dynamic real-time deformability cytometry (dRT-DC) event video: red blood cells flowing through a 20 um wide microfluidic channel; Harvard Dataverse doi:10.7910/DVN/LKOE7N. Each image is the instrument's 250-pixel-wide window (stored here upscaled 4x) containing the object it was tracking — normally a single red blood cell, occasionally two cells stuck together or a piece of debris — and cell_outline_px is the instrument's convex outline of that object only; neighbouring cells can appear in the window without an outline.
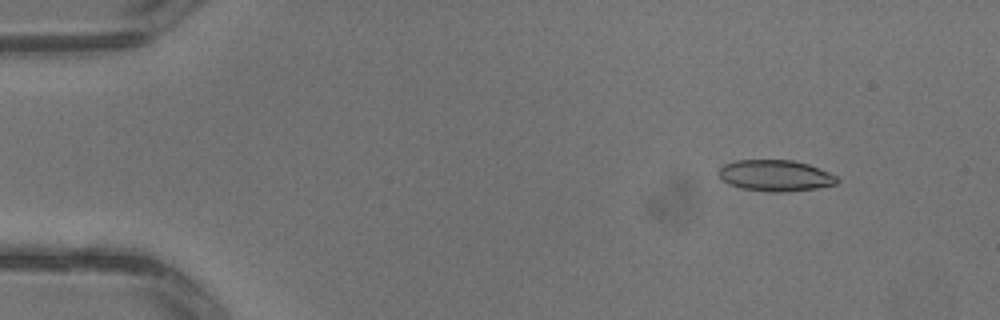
{"species": "common noctule bat (a hibernating species)", "species_latin": "Nyctalus noctula", "temperature_condition": "warm", "stored_images_in_passage": 2, "camera_frame_rate_fps": 3000, "um_per_image_px": 0.085, "animal": {"sex": "male", "body_mass_g": 13.3}, "frame": {"image": 1, "passage_image": 1, "time_ms": 0.0, "image_size_px": [1000, 320], "cell_outline_px": [[840, 180], [836, 184], [816, 188], [780, 192], [768, 192], [740, 188], [728, 184], [716, 172], [724, 164], [736, 160], [792, 160], [808, 164], [828, 172], [836, 176]], "centroid_in_image_um": [65.88, 14.92], "position_along_channel_um": 19.1, "area_um2": 21.5}}